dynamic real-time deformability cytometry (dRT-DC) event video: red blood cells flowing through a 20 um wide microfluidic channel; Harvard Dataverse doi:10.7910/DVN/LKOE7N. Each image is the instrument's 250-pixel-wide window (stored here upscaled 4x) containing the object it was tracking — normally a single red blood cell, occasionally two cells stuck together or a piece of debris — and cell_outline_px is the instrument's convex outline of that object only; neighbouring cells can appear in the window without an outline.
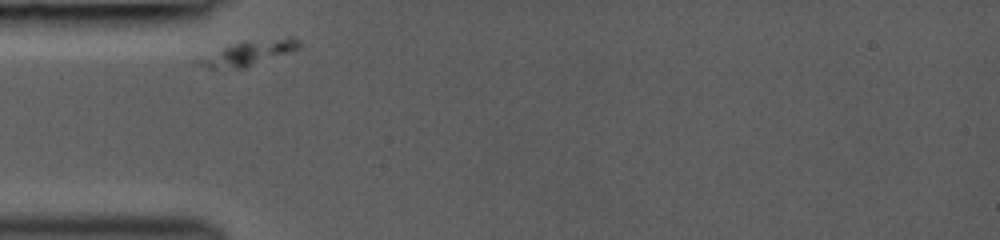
{"species": "common noctule bat (a hibernating species)", "species_latin": "Nyctalus noctula", "temperature_condition": "room temperature", "stored_images_in_passage": 28, "camera_frame_rate_fps": 3000, "um_per_image_px": 0.085, "animal": {"sex": "female", "body_mass_g": 19.0, "forearm_length_mm": 53.3}, "frame": {"image": 1, "passage_image": 1, "time_ms": 0.0, "image_size_px": [1000, 240], "cell_outline_px": [[300, 48], [244, 68], [208, 68], [196, 64], [196, 60], [224, 48], [244, 40], [288, 36], [292, 36], [300, 40]], "centroid_in_image_um": [21.22, 4.47], "position_along_channel_um": 63.8, "area_um2": 14.28}}
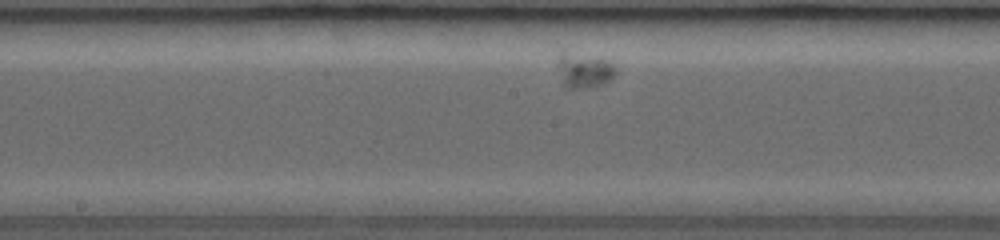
{"frame": {"image": 2, "passage_image": 12, "time_ms": 3.667, "image_size_px": [1000, 240], "cell_outline_px": [[616, 72], [604, 84], [588, 88], [564, 88], [556, 64], [560, 56], [564, 52], [604, 60], [616, 64]], "centroid_in_image_um": [49.63, 6.04], "position_along_channel_um": 198.6, "area_um2": 11.5}}
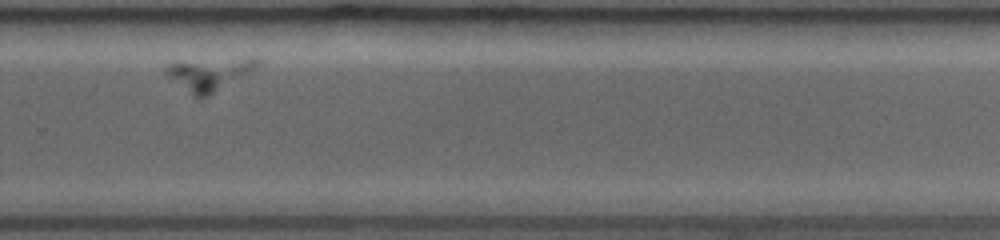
{"frame": {"image": 3, "passage_image": 21, "time_ms": 6.667, "image_size_px": [1000, 240], "cell_outline_px": [[260, 64], [212, 92], [204, 96], [196, 96], [168, 76], [164, 72], [164, 68], [168, 64], [256, 56], [260, 60]], "centroid_in_image_um": [17.8, 6.23], "position_along_channel_um": 312.0, "area_um2": 15.84}}